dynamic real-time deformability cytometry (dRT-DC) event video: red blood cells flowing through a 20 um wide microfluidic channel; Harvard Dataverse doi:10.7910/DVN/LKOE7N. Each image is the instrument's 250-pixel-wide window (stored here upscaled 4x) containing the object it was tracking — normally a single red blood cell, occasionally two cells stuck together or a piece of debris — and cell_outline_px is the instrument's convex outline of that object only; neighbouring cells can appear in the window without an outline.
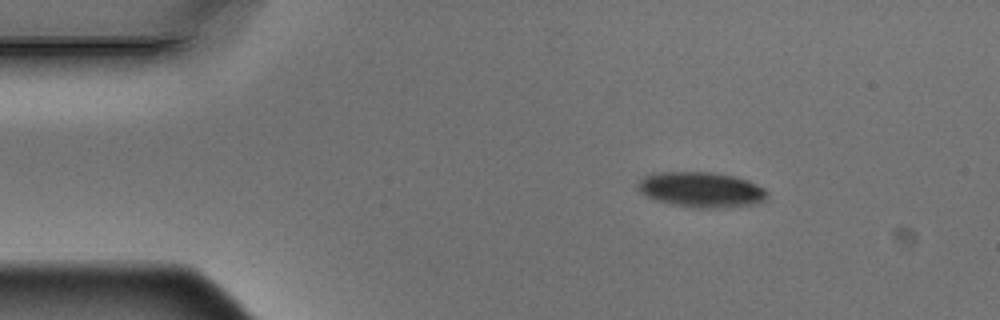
{"species": "Egyptian fruit bat (a non-hibernating species)", "species_latin": "Rousettus aegyptiacus", "temperature_condition": "warm", "stored_images_in_passage": 3, "camera_frame_rate_fps": 3000, "um_per_image_px": 0.085, "animal": {"sex": "male"}, "frame": {"image": 1, "passage_image": 1, "time_ms": 0.0, "image_size_px": [1000, 320], "cell_outline_px": [[768, 196], [764, 200], [756, 204], [708, 208], [692, 208], [672, 204], [656, 200], [640, 192], [636, 184], [644, 176], [656, 172], [716, 172], [736, 176], [748, 180], [764, 188], [768, 192]], "centroid_in_image_um": [59.61, 16.11], "position_along_channel_um": 25.4, "area_um2": 26.7}}